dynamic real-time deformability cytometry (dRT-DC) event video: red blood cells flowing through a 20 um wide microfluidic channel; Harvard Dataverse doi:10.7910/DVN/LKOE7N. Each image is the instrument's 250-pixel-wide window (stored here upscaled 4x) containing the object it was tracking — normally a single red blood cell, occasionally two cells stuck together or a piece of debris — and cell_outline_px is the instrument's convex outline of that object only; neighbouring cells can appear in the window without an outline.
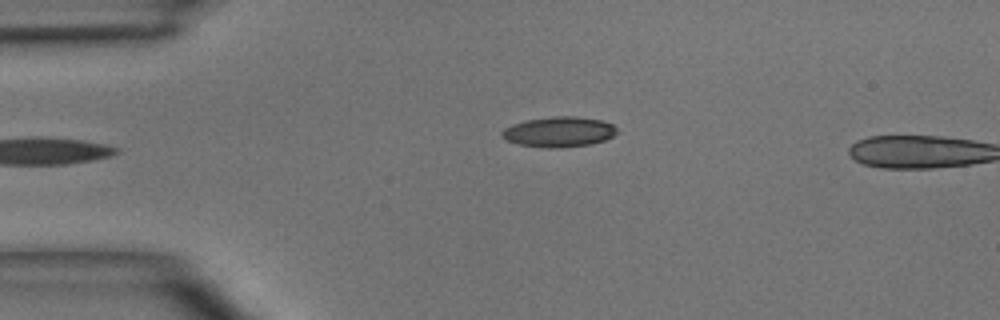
{"species": "common noctule bat (a hibernating species)", "species_latin": "Nyctalus noctula", "temperature_condition": "room temperature", "stored_images_in_passage": 4, "camera_frame_rate_fps": 3000, "um_per_image_px": 0.085, "animal": {"sex": "male", "body_mass_g": 15.6}, "frame": {"image": 1, "passage_image": 4, "time_ms": 3.667, "image_size_px": [1000, 320], "cell_outline_px": [[616, 132], [612, 136], [604, 140], [592, 144], [560, 148], [544, 148], [520, 144], [504, 140], [500, 136], [500, 132], [504, 128], [512, 124], [528, 120], [552, 116], [576, 116], [600, 120], [612, 124], [616, 128]], "centroid_in_image_um": [47.47, 11.21], "position_along_channel_um": 37.5, "area_um2": 20.35}}